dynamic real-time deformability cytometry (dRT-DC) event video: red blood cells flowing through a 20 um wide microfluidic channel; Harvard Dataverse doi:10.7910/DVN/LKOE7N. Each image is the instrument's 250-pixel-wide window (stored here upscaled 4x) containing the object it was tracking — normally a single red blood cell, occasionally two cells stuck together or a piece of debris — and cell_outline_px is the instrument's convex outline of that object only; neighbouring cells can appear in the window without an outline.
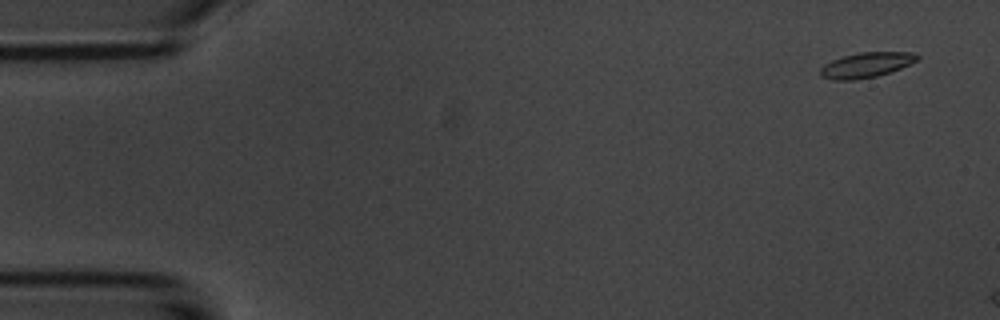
{"species": "common noctule bat (a hibernating species)", "species_latin": "Nyctalus noctula", "temperature_condition": "room temperature", "stored_images_in_passage": 51, "camera_frame_rate_fps": 3000, "um_per_image_px": 0.085, "animal": {"sex": "male", "body_mass_g": 20.1, "forearm_length_mm": 53.5}, "frame": {"image": 1, "passage_image": 3, "time_ms": 0.667, "image_size_px": [1000, 320], "cell_outline_px": [[920, 56], [916, 60], [900, 68], [876, 76], [852, 80], [832, 80], [820, 76], [820, 68], [824, 64], [832, 60], [844, 56], [860, 52], [916, 52]], "centroid_in_image_um": [73.6, 5.52], "position_along_channel_um": 11.4, "area_um2": 14.05}}
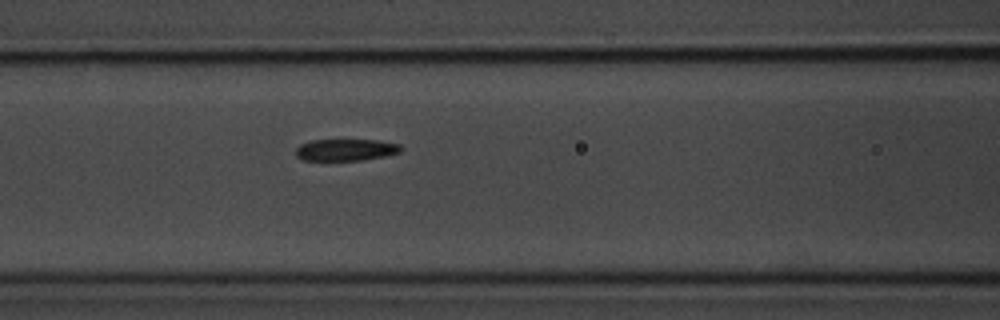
{"frame": {"image": 2, "passage_image": 23, "time_ms": 7.333, "image_size_px": [1000, 320], "cell_outline_px": [[400, 152], [384, 156], [360, 160], [304, 160], [296, 156], [296, 148], [300, 144], [312, 140], [376, 140], [400, 144]], "centroid_in_image_um": [29.36, 12.73], "position_along_channel_um": 137.2, "area_um2": 13.18}}
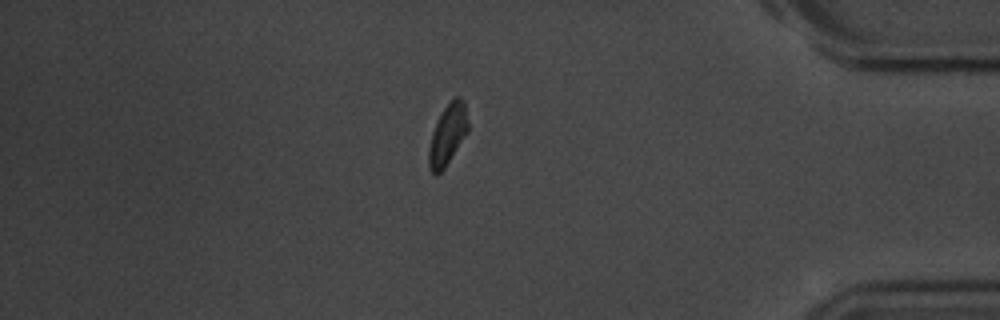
{"frame": {"image": 3, "passage_image": 47, "time_ms": 15.333, "image_size_px": [1000, 320], "cell_outline_px": [[468, 132], [444, 168], [436, 176], [428, 168], [428, 148], [432, 132], [440, 112], [452, 96], [460, 96], [464, 100], [468, 124]], "centroid_in_image_um": [38.03, 11.4], "position_along_channel_um": 397.2, "area_um2": 14.16}, "authors_computed_cell_mechanics": {"area_um2": 14.3344, "velocity_mm_per_s": 3.6749, "shape_relaxation_time_tau1_ms": 4.3127, "shape_relaxation_time_tau2_ms": 2.6215, "deformation_change_tau1": 0.1265, "deformation_change_tau2": 0.0805}}